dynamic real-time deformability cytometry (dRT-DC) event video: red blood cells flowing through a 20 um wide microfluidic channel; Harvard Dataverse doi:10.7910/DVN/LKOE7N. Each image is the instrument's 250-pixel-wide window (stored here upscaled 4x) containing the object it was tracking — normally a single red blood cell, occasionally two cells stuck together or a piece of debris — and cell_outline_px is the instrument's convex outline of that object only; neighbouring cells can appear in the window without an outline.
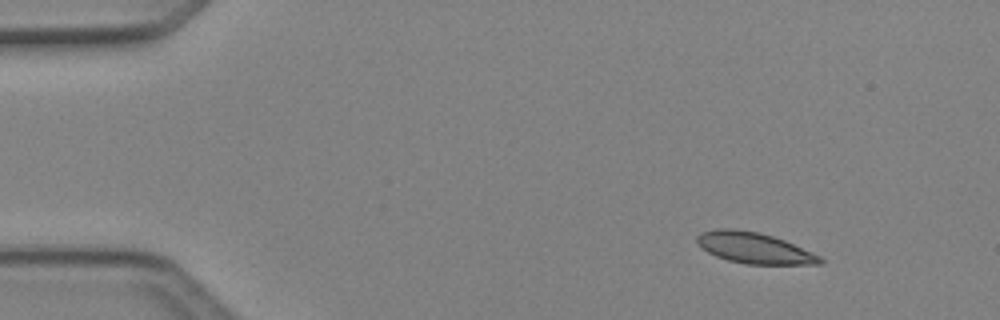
{"species": "Egyptian fruit bat (a non-hibernating species)", "species_latin": "Rousettus aegyptiacus", "temperature_condition": "cold", "stored_images_in_passage": 6, "camera_frame_rate_fps": 3000, "um_per_image_px": 0.085, "animal": {"sex": "female"}, "frame": {"image": 1, "passage_image": 1, "time_ms": 0.0, "image_size_px": [1000, 320], "cell_outline_px": [[824, 264], [744, 264], [728, 260], [716, 256], [708, 252], [696, 240], [696, 236], [700, 232], [716, 228], [732, 228], [760, 232], [784, 240], [820, 256], [824, 260]], "centroid_in_image_um": [64.1, 21.07], "position_along_channel_um": 20.9, "area_um2": 22.14}}
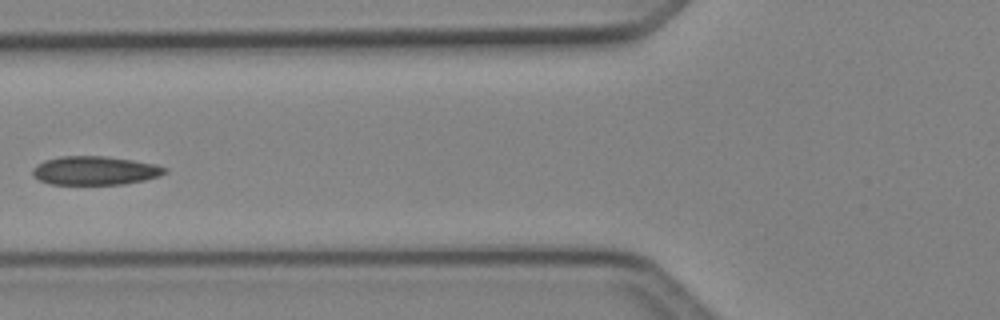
{"frame": {"image": 2, "passage_image": 5, "time_ms": 1.333, "image_size_px": [1000, 320], "cell_outline_px": [[168, 172], [160, 176], [144, 180], [124, 184], [48, 184], [32, 176], [32, 168], [36, 164], [44, 160], [60, 156], [104, 156], [132, 160], [156, 164], [168, 168]], "centroid_in_image_um": [8.06, 14.5], "position_along_channel_um": 117.7, "area_um2": 22.31}}
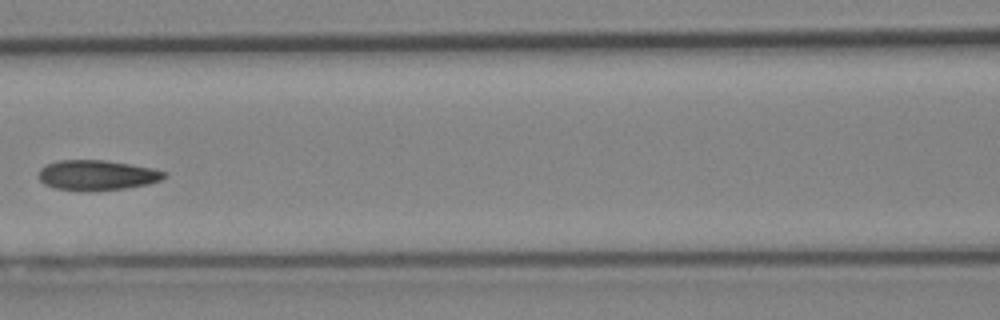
{"frame": {"image": 3, "passage_image": 6, "time_ms": 1.667, "image_size_px": [1000, 320], "cell_outline_px": [[168, 176], [160, 180], [148, 184], [128, 188], [56, 188], [44, 184], [40, 180], [40, 168], [48, 164], [60, 160], [104, 160], [152, 168], [168, 172]], "centroid_in_image_um": [8.31, 14.84], "position_along_channel_um": 158.3, "area_um2": 21.1}}